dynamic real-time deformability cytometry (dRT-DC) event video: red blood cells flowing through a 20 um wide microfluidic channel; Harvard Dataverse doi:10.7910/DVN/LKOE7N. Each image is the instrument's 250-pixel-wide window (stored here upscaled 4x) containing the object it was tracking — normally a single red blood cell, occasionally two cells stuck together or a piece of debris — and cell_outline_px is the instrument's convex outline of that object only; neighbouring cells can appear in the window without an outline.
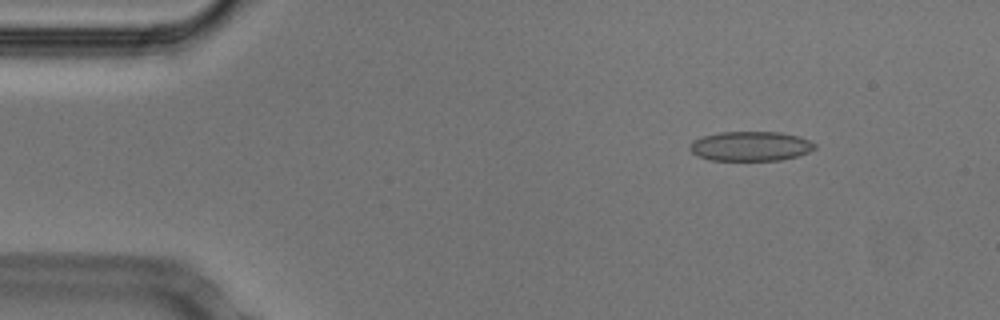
{"species": "Egyptian fruit bat (a non-hibernating species)", "species_latin": "Rousettus aegyptiacus", "temperature_condition": "cold", "stored_images_in_passage": 52, "camera_frame_rate_fps": 3000, "um_per_image_px": 0.085, "animal": {"sex": "male"}, "frame": {"image": 1, "passage_image": 6, "time_ms": 1.667, "image_size_px": [1000, 320], "cell_outline_px": [[816, 148], [808, 152], [796, 156], [780, 160], [708, 160], [696, 156], [688, 148], [688, 144], [692, 140], [704, 136], [720, 132], [780, 132], [800, 136], [816, 144]], "centroid_in_image_um": [63.76, 12.42], "position_along_channel_um": 21.2, "area_um2": 21.68}}
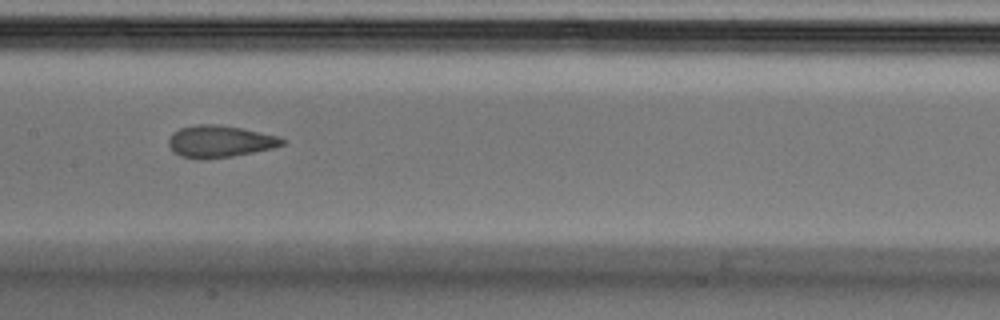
{"frame": {"image": 2, "passage_image": 25, "time_ms": 8.0, "image_size_px": [1000, 320], "cell_outline_px": [[288, 140], [284, 144], [272, 148], [232, 156], [204, 160], [196, 160], [180, 156], [172, 152], [168, 144], [168, 140], [172, 132], [180, 128], [196, 124], [216, 124], [240, 128], [276, 136]], "centroid_in_image_um": [18.61, 12.03], "position_along_channel_um": 188.8, "area_um2": 21.27}}
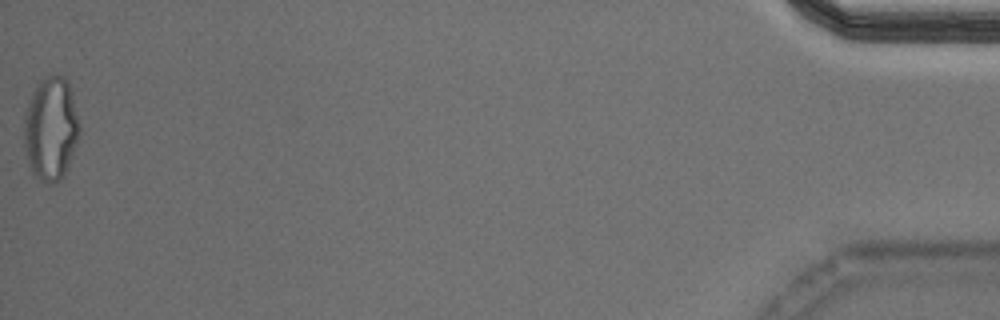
{"frame": {"image": 3, "passage_image": 52, "time_ms": 17.0, "image_size_px": [1000, 320], "cell_outline_px": [[80, 136], [68, 168], [64, 176], [56, 184], [48, 184], [32, 176], [24, 148], [24, 112], [32, 92], [40, 80], [48, 76], [64, 76], [68, 80], [80, 124]], "centroid_in_image_um": [4.32, 10.99], "position_along_channel_um": 430.9, "area_um2": 34.1}, "authors_computed_cell_mechanics": {"area_um2": 21.6461, "velocity_mm_per_s": 3.7812, "shape_relaxation_time_tau1_ms": null, "shape_relaxation_time_tau2_ms": 1.2776, "deformation_change_tau1": null, "deformation_change_tau2": 0.0849}}